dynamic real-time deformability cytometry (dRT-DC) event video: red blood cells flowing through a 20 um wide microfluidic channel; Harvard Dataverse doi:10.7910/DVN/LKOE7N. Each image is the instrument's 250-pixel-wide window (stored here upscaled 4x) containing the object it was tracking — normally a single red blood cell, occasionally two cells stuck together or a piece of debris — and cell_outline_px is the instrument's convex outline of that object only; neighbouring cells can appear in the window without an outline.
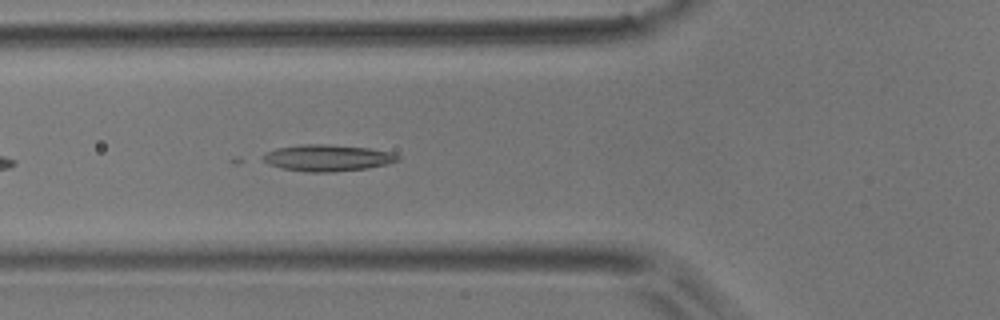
{"species": "common noctule bat (a hibernating species)", "species_latin": "Nyctalus noctula", "temperature_condition": "room temperature", "stored_images_in_passage": 23, "camera_frame_rate_fps": 3000, "um_per_image_px": 0.085, "animal": {"sex": "male", "body_mass_g": 17.9}, "frame": {"image": 1, "passage_image": 6, "time_ms": 1.667, "image_size_px": [1000, 320], "cell_outline_px": [[400, 160], [388, 164], [368, 168], [332, 172], [308, 172], [280, 168], [268, 164], [260, 160], [260, 156], [276, 148], [300, 144], [324, 144], [368, 148], [392, 152], [400, 156]], "centroid_in_image_um": [27.81, 13.42], "position_along_channel_um": 98.0, "area_um2": 21.04}}
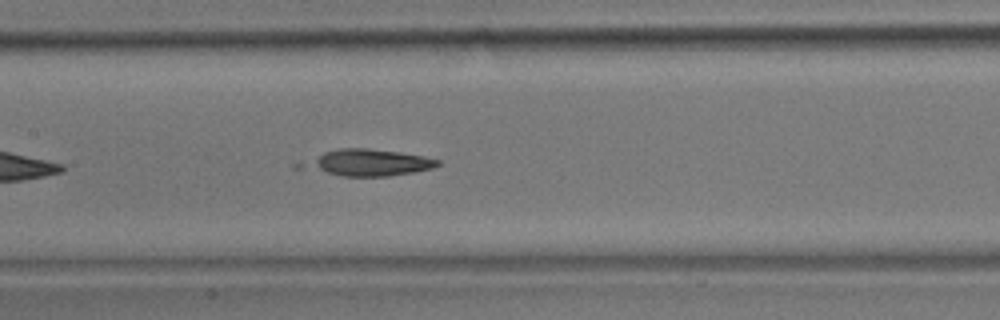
{"frame": {"image": 2, "passage_image": 12, "time_ms": 3.667, "image_size_px": [1000, 320], "cell_outline_px": [[440, 164], [432, 168], [412, 172], [388, 176], [340, 176], [292, 168], [292, 164], [324, 152], [340, 148], [368, 148], [400, 152], [424, 156], [440, 160]], "centroid_in_image_um": [31.07, 13.83], "position_along_channel_um": 176.3, "area_um2": 21.56}}
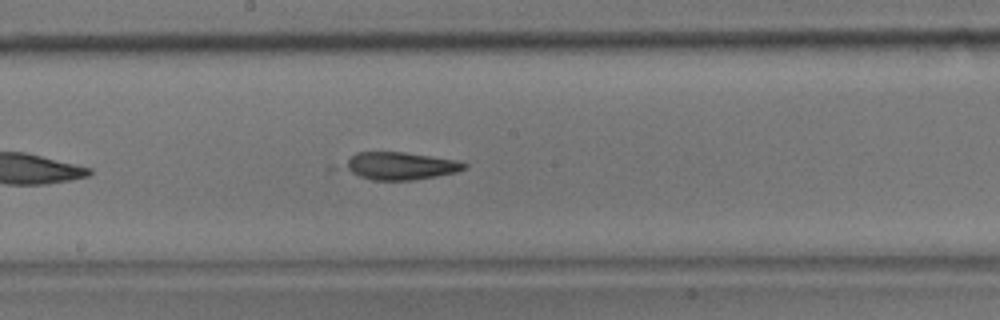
{"frame": {"image": 3, "passage_image": 15, "time_ms": 4.667, "image_size_px": [1000, 320], "cell_outline_px": [[468, 168], [456, 172], [416, 180], [372, 180], [360, 176], [344, 168], [348, 160], [356, 152], [404, 152], [456, 160], [468, 164]], "centroid_in_image_um": [34.08, 14.1], "position_along_channel_um": 214.1, "area_um2": 19.02}}